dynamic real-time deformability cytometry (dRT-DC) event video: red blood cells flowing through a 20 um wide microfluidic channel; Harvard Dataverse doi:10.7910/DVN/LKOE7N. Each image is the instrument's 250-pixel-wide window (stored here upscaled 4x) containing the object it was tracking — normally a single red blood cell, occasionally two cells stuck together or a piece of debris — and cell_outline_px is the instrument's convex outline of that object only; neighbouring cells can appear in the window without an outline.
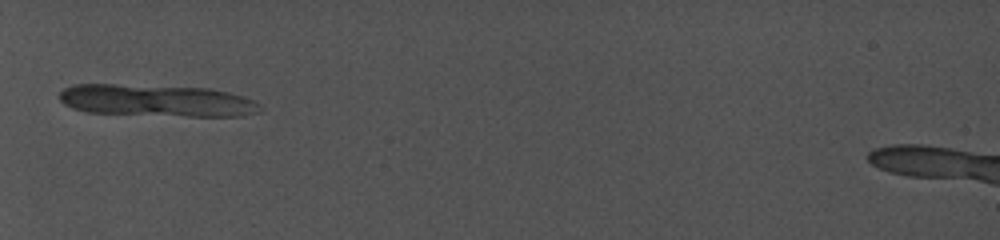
{"species": "common noctule bat (a hibernating species)", "species_latin": "Nyctalus noctula", "temperature_condition": "cold", "stored_images_in_passage": 1, "camera_frame_rate_fps": 5000, "um_per_image_px": 0.085, "animal": {"sex": "female", "body_mass_g": 19.0, "forearm_length_mm": 56.7}, "frame": {"image": 1, "passage_image": 1, "time_ms": 0.0, "image_size_px": [1000, 240], "cell_outline_px": [[960, 152], [944, 176], [920, 176], [896, 172], [872, 164], [868, 160], [868, 156], [872, 152], [884, 148], [940, 148]], "centroid_in_image_um": [77.76, 13.65], "position_along_channel_um": 7.2, "area_um2": 14.45}}